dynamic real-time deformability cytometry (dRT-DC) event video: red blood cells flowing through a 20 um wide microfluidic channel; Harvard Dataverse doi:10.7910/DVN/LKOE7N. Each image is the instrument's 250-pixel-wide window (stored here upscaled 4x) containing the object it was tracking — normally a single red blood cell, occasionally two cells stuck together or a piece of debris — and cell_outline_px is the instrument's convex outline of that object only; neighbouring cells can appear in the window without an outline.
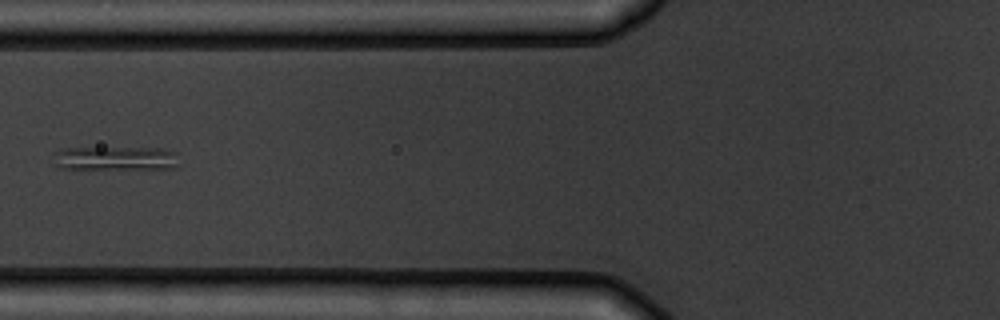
{"species": "common noctule bat (a hibernating species)", "species_latin": "Nyctalus noctula", "temperature_condition": "warm", "stored_images_in_passage": 9, "camera_frame_rate_fps": 3000, "um_per_image_px": 0.085, "animal": {"sex": "male", "body_mass_g": 19.5, "forearm_length_mm": 54.6}, "frame": {"image": 1, "passage_image": 6, "time_ms": 6.667, "image_size_px": [1000, 320], "cell_outline_px": [[176, 168], [56, 168], [52, 164], [56, 152], [64, 148], [164, 148], [176, 152]], "centroid_in_image_um": [9.78, 13.45], "position_along_channel_um": 116.0, "area_um2": 17.28}}